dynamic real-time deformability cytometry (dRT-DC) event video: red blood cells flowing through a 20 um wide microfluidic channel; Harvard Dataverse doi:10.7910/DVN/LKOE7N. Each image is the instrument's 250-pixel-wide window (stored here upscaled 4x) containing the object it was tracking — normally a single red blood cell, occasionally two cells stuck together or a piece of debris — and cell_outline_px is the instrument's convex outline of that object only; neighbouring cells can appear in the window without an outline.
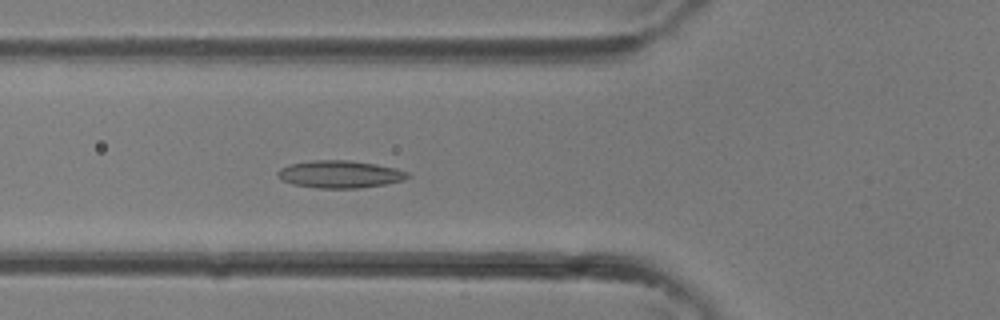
{"species": "common noctule bat (a hibernating species)", "species_latin": "Nyctalus noctula", "temperature_condition": "room temperature", "stored_images_in_passage": 38, "segment_of_instrument_passage": [1, 2], "camera_frame_rate_fps": 3000, "um_per_image_px": 0.085, "animal": {"sex": "female"}, "frame": {"image": 1, "passage_image": 14, "time_ms": 4.333, "image_size_px": [1000, 320], "cell_outline_px": [[412, 176], [404, 180], [384, 184], [360, 188], [316, 188], [292, 184], [280, 180], [276, 176], [276, 172], [280, 168], [292, 164], [312, 160], [352, 160], [376, 164], [396, 168], [408, 172]], "centroid_in_image_um": [28.88, 14.81], "position_along_channel_um": 96.9, "area_um2": 20.98}}
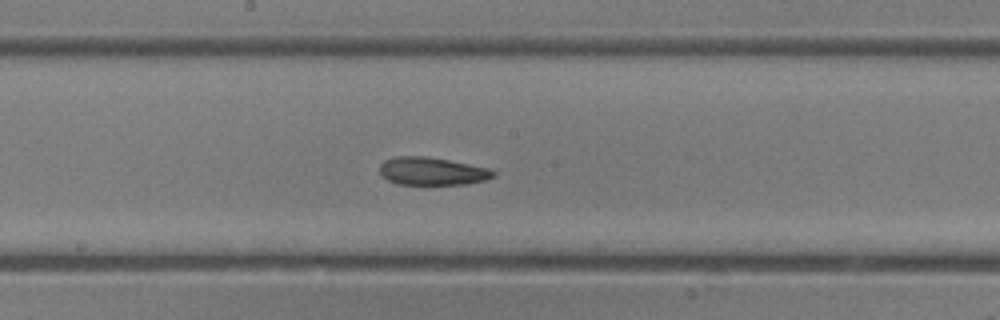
{"frame": {"image": 2, "passage_image": 20, "time_ms": 6.333, "image_size_px": [1000, 320], "cell_outline_px": [[496, 176], [484, 180], [468, 184], [396, 184], [388, 180], [380, 172], [380, 164], [384, 160], [396, 156], [424, 156], [448, 160], [488, 168], [496, 172]], "centroid_in_image_um": [36.72, 14.55], "position_along_channel_um": 211.5, "area_um2": 18.32}}
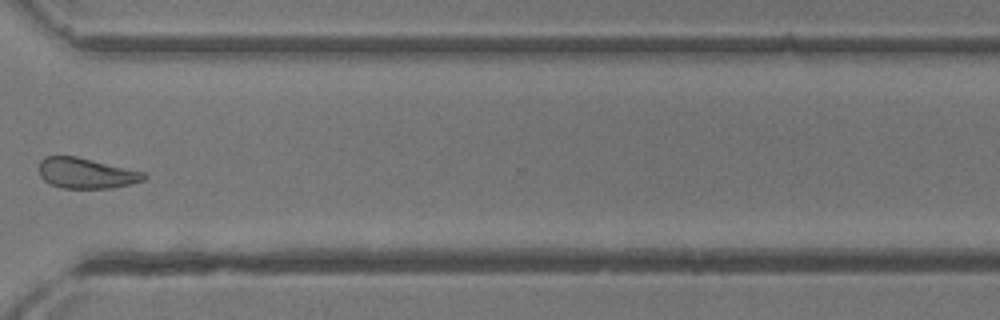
{"frame": {"image": 3, "passage_image": 28, "time_ms": 9.0, "image_size_px": [1000, 320], "cell_outline_px": [[148, 176], [144, 180], [112, 188], [60, 188], [44, 180], [40, 176], [40, 160], [44, 156], [76, 156], [144, 172]], "centroid_in_image_um": [7.31, 14.72], "position_along_channel_um": 363.3, "area_um2": 18.5}}